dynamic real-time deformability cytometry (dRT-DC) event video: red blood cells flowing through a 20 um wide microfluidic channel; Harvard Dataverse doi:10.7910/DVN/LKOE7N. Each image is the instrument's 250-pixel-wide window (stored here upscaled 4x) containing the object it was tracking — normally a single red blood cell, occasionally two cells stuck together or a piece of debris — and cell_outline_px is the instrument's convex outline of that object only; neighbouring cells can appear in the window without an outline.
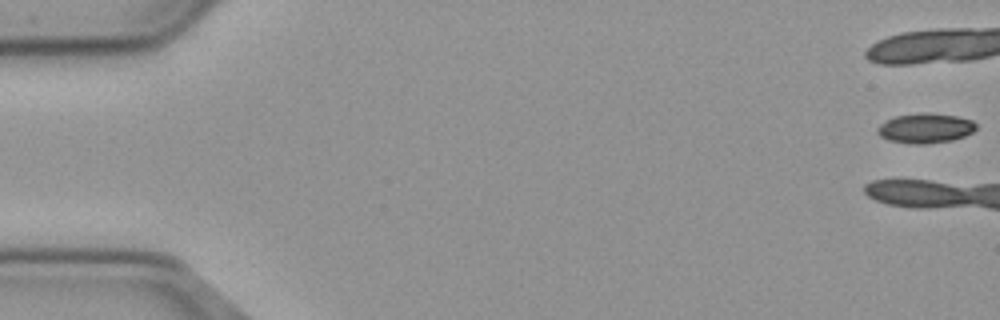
{"species": "common noctule bat (a hibernating species)", "species_latin": "Nyctalus noctula", "temperature_condition": "cold", "stored_images_in_passage": 9, "camera_frame_rate_fps": 3000, "um_per_image_px": 0.085, "animal": {"sex": "male", "body_mass_g": 23.1, "forearm_length_mm": 52.7}, "frame": {"image": 1, "passage_image": 1, "time_ms": 0.0, "image_size_px": [1000, 320], "cell_outline_px": [[976, 128], [972, 132], [964, 136], [952, 140], [924, 144], [916, 144], [888, 140], [880, 136], [876, 132], [876, 128], [880, 124], [896, 116], [956, 116], [972, 120], [976, 124]], "centroid_in_image_um": [78.64, 10.96], "position_along_channel_um": 6.4, "area_um2": 16.13}}